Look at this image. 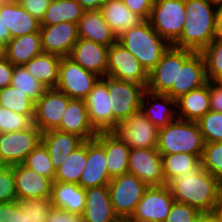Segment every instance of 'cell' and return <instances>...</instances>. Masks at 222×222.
Listing matches in <instances>:
<instances>
[{
  "mask_svg": "<svg viewBox=\"0 0 222 222\" xmlns=\"http://www.w3.org/2000/svg\"><path fill=\"white\" fill-rule=\"evenodd\" d=\"M168 186L175 201L189 204L202 214L211 213L222 196V183L202 167L175 178Z\"/></svg>",
  "mask_w": 222,
  "mask_h": 222,
  "instance_id": "cell-1",
  "label": "cell"
},
{
  "mask_svg": "<svg viewBox=\"0 0 222 222\" xmlns=\"http://www.w3.org/2000/svg\"><path fill=\"white\" fill-rule=\"evenodd\" d=\"M219 7L209 0H185L184 27L180 38L173 46L201 52L215 38Z\"/></svg>",
  "mask_w": 222,
  "mask_h": 222,
  "instance_id": "cell-2",
  "label": "cell"
},
{
  "mask_svg": "<svg viewBox=\"0 0 222 222\" xmlns=\"http://www.w3.org/2000/svg\"><path fill=\"white\" fill-rule=\"evenodd\" d=\"M117 42L130 51L149 73L170 44L151 26L149 20H143L117 37Z\"/></svg>",
  "mask_w": 222,
  "mask_h": 222,
  "instance_id": "cell-3",
  "label": "cell"
},
{
  "mask_svg": "<svg viewBox=\"0 0 222 222\" xmlns=\"http://www.w3.org/2000/svg\"><path fill=\"white\" fill-rule=\"evenodd\" d=\"M204 140L196 121L177 118L159 128L157 151L160 155L188 153L202 157Z\"/></svg>",
  "mask_w": 222,
  "mask_h": 222,
  "instance_id": "cell-4",
  "label": "cell"
},
{
  "mask_svg": "<svg viewBox=\"0 0 222 222\" xmlns=\"http://www.w3.org/2000/svg\"><path fill=\"white\" fill-rule=\"evenodd\" d=\"M185 18V0H156L149 22L161 37L173 45L182 34Z\"/></svg>",
  "mask_w": 222,
  "mask_h": 222,
  "instance_id": "cell-5",
  "label": "cell"
},
{
  "mask_svg": "<svg viewBox=\"0 0 222 222\" xmlns=\"http://www.w3.org/2000/svg\"><path fill=\"white\" fill-rule=\"evenodd\" d=\"M148 187L134 174L125 173L112 178L108 189L115 214L121 219L131 217Z\"/></svg>",
  "mask_w": 222,
  "mask_h": 222,
  "instance_id": "cell-6",
  "label": "cell"
},
{
  "mask_svg": "<svg viewBox=\"0 0 222 222\" xmlns=\"http://www.w3.org/2000/svg\"><path fill=\"white\" fill-rule=\"evenodd\" d=\"M208 82L205 62L200 52L178 48L177 86L167 94L173 99L199 88Z\"/></svg>",
  "mask_w": 222,
  "mask_h": 222,
  "instance_id": "cell-7",
  "label": "cell"
},
{
  "mask_svg": "<svg viewBox=\"0 0 222 222\" xmlns=\"http://www.w3.org/2000/svg\"><path fill=\"white\" fill-rule=\"evenodd\" d=\"M146 88L141 84L108 77V91L113 111V131L118 124L139 110Z\"/></svg>",
  "mask_w": 222,
  "mask_h": 222,
  "instance_id": "cell-8",
  "label": "cell"
},
{
  "mask_svg": "<svg viewBox=\"0 0 222 222\" xmlns=\"http://www.w3.org/2000/svg\"><path fill=\"white\" fill-rule=\"evenodd\" d=\"M41 138L42 132L34 124L26 130L0 133V165L22 164Z\"/></svg>",
  "mask_w": 222,
  "mask_h": 222,
  "instance_id": "cell-9",
  "label": "cell"
},
{
  "mask_svg": "<svg viewBox=\"0 0 222 222\" xmlns=\"http://www.w3.org/2000/svg\"><path fill=\"white\" fill-rule=\"evenodd\" d=\"M101 77L85 70L68 56L61 57L59 78L55 89L69 98L85 99Z\"/></svg>",
  "mask_w": 222,
  "mask_h": 222,
  "instance_id": "cell-10",
  "label": "cell"
},
{
  "mask_svg": "<svg viewBox=\"0 0 222 222\" xmlns=\"http://www.w3.org/2000/svg\"><path fill=\"white\" fill-rule=\"evenodd\" d=\"M114 132L130 148H157L159 128L152 124L141 108L118 124Z\"/></svg>",
  "mask_w": 222,
  "mask_h": 222,
  "instance_id": "cell-11",
  "label": "cell"
},
{
  "mask_svg": "<svg viewBox=\"0 0 222 222\" xmlns=\"http://www.w3.org/2000/svg\"><path fill=\"white\" fill-rule=\"evenodd\" d=\"M107 76L135 82L145 88L148 84V73L139 60L118 42L108 48Z\"/></svg>",
  "mask_w": 222,
  "mask_h": 222,
  "instance_id": "cell-12",
  "label": "cell"
},
{
  "mask_svg": "<svg viewBox=\"0 0 222 222\" xmlns=\"http://www.w3.org/2000/svg\"><path fill=\"white\" fill-rule=\"evenodd\" d=\"M173 202L174 197L167 184L149 186L130 218L141 221L164 222L170 213Z\"/></svg>",
  "mask_w": 222,
  "mask_h": 222,
  "instance_id": "cell-13",
  "label": "cell"
},
{
  "mask_svg": "<svg viewBox=\"0 0 222 222\" xmlns=\"http://www.w3.org/2000/svg\"><path fill=\"white\" fill-rule=\"evenodd\" d=\"M128 173L134 174L148 186L166 185L162 157L157 148L130 149Z\"/></svg>",
  "mask_w": 222,
  "mask_h": 222,
  "instance_id": "cell-14",
  "label": "cell"
},
{
  "mask_svg": "<svg viewBox=\"0 0 222 222\" xmlns=\"http://www.w3.org/2000/svg\"><path fill=\"white\" fill-rule=\"evenodd\" d=\"M70 99L65 93L55 88L47 89L35 102L33 124L42 133L57 129Z\"/></svg>",
  "mask_w": 222,
  "mask_h": 222,
  "instance_id": "cell-15",
  "label": "cell"
},
{
  "mask_svg": "<svg viewBox=\"0 0 222 222\" xmlns=\"http://www.w3.org/2000/svg\"><path fill=\"white\" fill-rule=\"evenodd\" d=\"M84 100L93 128L97 132L113 131V111L108 91V76L100 78Z\"/></svg>",
  "mask_w": 222,
  "mask_h": 222,
  "instance_id": "cell-16",
  "label": "cell"
},
{
  "mask_svg": "<svg viewBox=\"0 0 222 222\" xmlns=\"http://www.w3.org/2000/svg\"><path fill=\"white\" fill-rule=\"evenodd\" d=\"M42 49L61 57L69 56L79 39L76 23L61 22L54 25H40Z\"/></svg>",
  "mask_w": 222,
  "mask_h": 222,
  "instance_id": "cell-17",
  "label": "cell"
},
{
  "mask_svg": "<svg viewBox=\"0 0 222 222\" xmlns=\"http://www.w3.org/2000/svg\"><path fill=\"white\" fill-rule=\"evenodd\" d=\"M178 47L170 45L160 61L148 73L146 89L153 93L168 94L172 86H177Z\"/></svg>",
  "mask_w": 222,
  "mask_h": 222,
  "instance_id": "cell-18",
  "label": "cell"
},
{
  "mask_svg": "<svg viewBox=\"0 0 222 222\" xmlns=\"http://www.w3.org/2000/svg\"><path fill=\"white\" fill-rule=\"evenodd\" d=\"M12 167L18 201L51 197L53 181L50 178L37 174L23 164Z\"/></svg>",
  "mask_w": 222,
  "mask_h": 222,
  "instance_id": "cell-19",
  "label": "cell"
},
{
  "mask_svg": "<svg viewBox=\"0 0 222 222\" xmlns=\"http://www.w3.org/2000/svg\"><path fill=\"white\" fill-rule=\"evenodd\" d=\"M110 180L104 147L95 138L87 140V162L80 177L79 185L87 189L108 185Z\"/></svg>",
  "mask_w": 222,
  "mask_h": 222,
  "instance_id": "cell-20",
  "label": "cell"
},
{
  "mask_svg": "<svg viewBox=\"0 0 222 222\" xmlns=\"http://www.w3.org/2000/svg\"><path fill=\"white\" fill-rule=\"evenodd\" d=\"M108 46L79 38L69 54L74 62L101 78L107 76Z\"/></svg>",
  "mask_w": 222,
  "mask_h": 222,
  "instance_id": "cell-21",
  "label": "cell"
},
{
  "mask_svg": "<svg viewBox=\"0 0 222 222\" xmlns=\"http://www.w3.org/2000/svg\"><path fill=\"white\" fill-rule=\"evenodd\" d=\"M0 19L9 29L11 39L26 34L40 33V21L16 0H0Z\"/></svg>",
  "mask_w": 222,
  "mask_h": 222,
  "instance_id": "cell-22",
  "label": "cell"
},
{
  "mask_svg": "<svg viewBox=\"0 0 222 222\" xmlns=\"http://www.w3.org/2000/svg\"><path fill=\"white\" fill-rule=\"evenodd\" d=\"M57 130L74 134L83 141L94 139L98 134L90 123L85 100L76 98L69 100Z\"/></svg>",
  "mask_w": 222,
  "mask_h": 222,
  "instance_id": "cell-23",
  "label": "cell"
},
{
  "mask_svg": "<svg viewBox=\"0 0 222 222\" xmlns=\"http://www.w3.org/2000/svg\"><path fill=\"white\" fill-rule=\"evenodd\" d=\"M140 108L146 118L158 128L165 127L178 118L176 100L167 94L153 93L146 89Z\"/></svg>",
  "mask_w": 222,
  "mask_h": 222,
  "instance_id": "cell-24",
  "label": "cell"
},
{
  "mask_svg": "<svg viewBox=\"0 0 222 222\" xmlns=\"http://www.w3.org/2000/svg\"><path fill=\"white\" fill-rule=\"evenodd\" d=\"M95 139L104 147L110 178L128 173L130 148L114 132H98Z\"/></svg>",
  "mask_w": 222,
  "mask_h": 222,
  "instance_id": "cell-25",
  "label": "cell"
},
{
  "mask_svg": "<svg viewBox=\"0 0 222 222\" xmlns=\"http://www.w3.org/2000/svg\"><path fill=\"white\" fill-rule=\"evenodd\" d=\"M83 222H116L108 185L86 189L85 209L81 215Z\"/></svg>",
  "mask_w": 222,
  "mask_h": 222,
  "instance_id": "cell-26",
  "label": "cell"
},
{
  "mask_svg": "<svg viewBox=\"0 0 222 222\" xmlns=\"http://www.w3.org/2000/svg\"><path fill=\"white\" fill-rule=\"evenodd\" d=\"M50 200L54 209L82 215L85 209L86 189L79 184L53 181Z\"/></svg>",
  "mask_w": 222,
  "mask_h": 222,
  "instance_id": "cell-27",
  "label": "cell"
},
{
  "mask_svg": "<svg viewBox=\"0 0 222 222\" xmlns=\"http://www.w3.org/2000/svg\"><path fill=\"white\" fill-rule=\"evenodd\" d=\"M77 28L79 38L108 47L117 42V36L105 21L101 10L85 11L77 23Z\"/></svg>",
  "mask_w": 222,
  "mask_h": 222,
  "instance_id": "cell-28",
  "label": "cell"
},
{
  "mask_svg": "<svg viewBox=\"0 0 222 222\" xmlns=\"http://www.w3.org/2000/svg\"><path fill=\"white\" fill-rule=\"evenodd\" d=\"M177 117L182 120L198 121L210 108V80L176 99Z\"/></svg>",
  "mask_w": 222,
  "mask_h": 222,
  "instance_id": "cell-29",
  "label": "cell"
},
{
  "mask_svg": "<svg viewBox=\"0 0 222 222\" xmlns=\"http://www.w3.org/2000/svg\"><path fill=\"white\" fill-rule=\"evenodd\" d=\"M41 141L48 150L50 160L55 170L84 142L80 137L74 134H69L57 129L43 132Z\"/></svg>",
  "mask_w": 222,
  "mask_h": 222,
  "instance_id": "cell-30",
  "label": "cell"
},
{
  "mask_svg": "<svg viewBox=\"0 0 222 222\" xmlns=\"http://www.w3.org/2000/svg\"><path fill=\"white\" fill-rule=\"evenodd\" d=\"M43 53L40 33L14 37L6 44L4 56L14 65H24Z\"/></svg>",
  "mask_w": 222,
  "mask_h": 222,
  "instance_id": "cell-31",
  "label": "cell"
},
{
  "mask_svg": "<svg viewBox=\"0 0 222 222\" xmlns=\"http://www.w3.org/2000/svg\"><path fill=\"white\" fill-rule=\"evenodd\" d=\"M101 11L105 21L117 37L143 21V19L133 13L122 0H105L102 4Z\"/></svg>",
  "mask_w": 222,
  "mask_h": 222,
  "instance_id": "cell-32",
  "label": "cell"
},
{
  "mask_svg": "<svg viewBox=\"0 0 222 222\" xmlns=\"http://www.w3.org/2000/svg\"><path fill=\"white\" fill-rule=\"evenodd\" d=\"M60 61L61 56L43 52L25 63L24 67L49 89L55 88L58 83Z\"/></svg>",
  "mask_w": 222,
  "mask_h": 222,
  "instance_id": "cell-33",
  "label": "cell"
},
{
  "mask_svg": "<svg viewBox=\"0 0 222 222\" xmlns=\"http://www.w3.org/2000/svg\"><path fill=\"white\" fill-rule=\"evenodd\" d=\"M85 10L77 0H50L40 25H54L61 22L78 23Z\"/></svg>",
  "mask_w": 222,
  "mask_h": 222,
  "instance_id": "cell-34",
  "label": "cell"
},
{
  "mask_svg": "<svg viewBox=\"0 0 222 222\" xmlns=\"http://www.w3.org/2000/svg\"><path fill=\"white\" fill-rule=\"evenodd\" d=\"M163 172L168 185L172 180L201 168V158L188 153L161 155Z\"/></svg>",
  "mask_w": 222,
  "mask_h": 222,
  "instance_id": "cell-35",
  "label": "cell"
},
{
  "mask_svg": "<svg viewBox=\"0 0 222 222\" xmlns=\"http://www.w3.org/2000/svg\"><path fill=\"white\" fill-rule=\"evenodd\" d=\"M87 162V140L78 146L65 162L56 169L54 181L79 184Z\"/></svg>",
  "mask_w": 222,
  "mask_h": 222,
  "instance_id": "cell-36",
  "label": "cell"
},
{
  "mask_svg": "<svg viewBox=\"0 0 222 222\" xmlns=\"http://www.w3.org/2000/svg\"><path fill=\"white\" fill-rule=\"evenodd\" d=\"M0 106L26 116L35 115V102L12 85L0 89Z\"/></svg>",
  "mask_w": 222,
  "mask_h": 222,
  "instance_id": "cell-37",
  "label": "cell"
},
{
  "mask_svg": "<svg viewBox=\"0 0 222 222\" xmlns=\"http://www.w3.org/2000/svg\"><path fill=\"white\" fill-rule=\"evenodd\" d=\"M11 85L34 102H36L48 89L39 82L34 76L27 71L24 65H16L14 66L13 74H12V82Z\"/></svg>",
  "mask_w": 222,
  "mask_h": 222,
  "instance_id": "cell-38",
  "label": "cell"
},
{
  "mask_svg": "<svg viewBox=\"0 0 222 222\" xmlns=\"http://www.w3.org/2000/svg\"><path fill=\"white\" fill-rule=\"evenodd\" d=\"M22 164L34 170L37 174L54 181L56 170L50 160L48 150L42 141L39 142L28 156H26Z\"/></svg>",
  "mask_w": 222,
  "mask_h": 222,
  "instance_id": "cell-39",
  "label": "cell"
},
{
  "mask_svg": "<svg viewBox=\"0 0 222 222\" xmlns=\"http://www.w3.org/2000/svg\"><path fill=\"white\" fill-rule=\"evenodd\" d=\"M200 53L204 58L208 80L215 81L222 74V40L214 39Z\"/></svg>",
  "mask_w": 222,
  "mask_h": 222,
  "instance_id": "cell-40",
  "label": "cell"
},
{
  "mask_svg": "<svg viewBox=\"0 0 222 222\" xmlns=\"http://www.w3.org/2000/svg\"><path fill=\"white\" fill-rule=\"evenodd\" d=\"M201 167L222 183V142L204 144Z\"/></svg>",
  "mask_w": 222,
  "mask_h": 222,
  "instance_id": "cell-41",
  "label": "cell"
},
{
  "mask_svg": "<svg viewBox=\"0 0 222 222\" xmlns=\"http://www.w3.org/2000/svg\"><path fill=\"white\" fill-rule=\"evenodd\" d=\"M205 143L222 142V112H207L198 121Z\"/></svg>",
  "mask_w": 222,
  "mask_h": 222,
  "instance_id": "cell-42",
  "label": "cell"
},
{
  "mask_svg": "<svg viewBox=\"0 0 222 222\" xmlns=\"http://www.w3.org/2000/svg\"><path fill=\"white\" fill-rule=\"evenodd\" d=\"M18 202L21 204L26 222H46L52 209L50 198L25 199Z\"/></svg>",
  "mask_w": 222,
  "mask_h": 222,
  "instance_id": "cell-43",
  "label": "cell"
},
{
  "mask_svg": "<svg viewBox=\"0 0 222 222\" xmlns=\"http://www.w3.org/2000/svg\"><path fill=\"white\" fill-rule=\"evenodd\" d=\"M34 116H26L0 106V133L26 130L33 125Z\"/></svg>",
  "mask_w": 222,
  "mask_h": 222,
  "instance_id": "cell-44",
  "label": "cell"
},
{
  "mask_svg": "<svg viewBox=\"0 0 222 222\" xmlns=\"http://www.w3.org/2000/svg\"><path fill=\"white\" fill-rule=\"evenodd\" d=\"M17 200L13 167L0 165V203Z\"/></svg>",
  "mask_w": 222,
  "mask_h": 222,
  "instance_id": "cell-45",
  "label": "cell"
},
{
  "mask_svg": "<svg viewBox=\"0 0 222 222\" xmlns=\"http://www.w3.org/2000/svg\"><path fill=\"white\" fill-rule=\"evenodd\" d=\"M201 214L189 204L174 200L170 213L164 222H198Z\"/></svg>",
  "mask_w": 222,
  "mask_h": 222,
  "instance_id": "cell-46",
  "label": "cell"
},
{
  "mask_svg": "<svg viewBox=\"0 0 222 222\" xmlns=\"http://www.w3.org/2000/svg\"><path fill=\"white\" fill-rule=\"evenodd\" d=\"M0 222H26L18 200L0 203Z\"/></svg>",
  "mask_w": 222,
  "mask_h": 222,
  "instance_id": "cell-47",
  "label": "cell"
},
{
  "mask_svg": "<svg viewBox=\"0 0 222 222\" xmlns=\"http://www.w3.org/2000/svg\"><path fill=\"white\" fill-rule=\"evenodd\" d=\"M27 12L38 21H42L50 0H16Z\"/></svg>",
  "mask_w": 222,
  "mask_h": 222,
  "instance_id": "cell-48",
  "label": "cell"
},
{
  "mask_svg": "<svg viewBox=\"0 0 222 222\" xmlns=\"http://www.w3.org/2000/svg\"><path fill=\"white\" fill-rule=\"evenodd\" d=\"M156 0H122V2L143 20H149Z\"/></svg>",
  "mask_w": 222,
  "mask_h": 222,
  "instance_id": "cell-49",
  "label": "cell"
},
{
  "mask_svg": "<svg viewBox=\"0 0 222 222\" xmlns=\"http://www.w3.org/2000/svg\"><path fill=\"white\" fill-rule=\"evenodd\" d=\"M46 222H83V219L81 215L52 208L47 216Z\"/></svg>",
  "mask_w": 222,
  "mask_h": 222,
  "instance_id": "cell-50",
  "label": "cell"
},
{
  "mask_svg": "<svg viewBox=\"0 0 222 222\" xmlns=\"http://www.w3.org/2000/svg\"><path fill=\"white\" fill-rule=\"evenodd\" d=\"M14 65L5 57H0V89L11 85Z\"/></svg>",
  "mask_w": 222,
  "mask_h": 222,
  "instance_id": "cell-51",
  "label": "cell"
},
{
  "mask_svg": "<svg viewBox=\"0 0 222 222\" xmlns=\"http://www.w3.org/2000/svg\"><path fill=\"white\" fill-rule=\"evenodd\" d=\"M210 108L222 112V86L216 81H210Z\"/></svg>",
  "mask_w": 222,
  "mask_h": 222,
  "instance_id": "cell-52",
  "label": "cell"
},
{
  "mask_svg": "<svg viewBox=\"0 0 222 222\" xmlns=\"http://www.w3.org/2000/svg\"><path fill=\"white\" fill-rule=\"evenodd\" d=\"M85 11L101 10L105 0H77Z\"/></svg>",
  "mask_w": 222,
  "mask_h": 222,
  "instance_id": "cell-53",
  "label": "cell"
},
{
  "mask_svg": "<svg viewBox=\"0 0 222 222\" xmlns=\"http://www.w3.org/2000/svg\"><path fill=\"white\" fill-rule=\"evenodd\" d=\"M214 39L222 40V6H220L217 10L216 32H215V38Z\"/></svg>",
  "mask_w": 222,
  "mask_h": 222,
  "instance_id": "cell-54",
  "label": "cell"
},
{
  "mask_svg": "<svg viewBox=\"0 0 222 222\" xmlns=\"http://www.w3.org/2000/svg\"><path fill=\"white\" fill-rule=\"evenodd\" d=\"M0 38L5 44H7L11 39L9 29L6 26H4L2 19H0Z\"/></svg>",
  "mask_w": 222,
  "mask_h": 222,
  "instance_id": "cell-55",
  "label": "cell"
},
{
  "mask_svg": "<svg viewBox=\"0 0 222 222\" xmlns=\"http://www.w3.org/2000/svg\"><path fill=\"white\" fill-rule=\"evenodd\" d=\"M219 222H222V196L211 212Z\"/></svg>",
  "mask_w": 222,
  "mask_h": 222,
  "instance_id": "cell-56",
  "label": "cell"
},
{
  "mask_svg": "<svg viewBox=\"0 0 222 222\" xmlns=\"http://www.w3.org/2000/svg\"><path fill=\"white\" fill-rule=\"evenodd\" d=\"M198 222H219L212 213L201 214Z\"/></svg>",
  "mask_w": 222,
  "mask_h": 222,
  "instance_id": "cell-57",
  "label": "cell"
},
{
  "mask_svg": "<svg viewBox=\"0 0 222 222\" xmlns=\"http://www.w3.org/2000/svg\"><path fill=\"white\" fill-rule=\"evenodd\" d=\"M6 44L0 38V57L4 56Z\"/></svg>",
  "mask_w": 222,
  "mask_h": 222,
  "instance_id": "cell-58",
  "label": "cell"
},
{
  "mask_svg": "<svg viewBox=\"0 0 222 222\" xmlns=\"http://www.w3.org/2000/svg\"><path fill=\"white\" fill-rule=\"evenodd\" d=\"M209 1H211V2H213V3H216V4H218L219 6H222V0H209Z\"/></svg>",
  "mask_w": 222,
  "mask_h": 222,
  "instance_id": "cell-59",
  "label": "cell"
},
{
  "mask_svg": "<svg viewBox=\"0 0 222 222\" xmlns=\"http://www.w3.org/2000/svg\"><path fill=\"white\" fill-rule=\"evenodd\" d=\"M215 81L222 86V74Z\"/></svg>",
  "mask_w": 222,
  "mask_h": 222,
  "instance_id": "cell-60",
  "label": "cell"
},
{
  "mask_svg": "<svg viewBox=\"0 0 222 222\" xmlns=\"http://www.w3.org/2000/svg\"><path fill=\"white\" fill-rule=\"evenodd\" d=\"M128 222H150V221L135 220V219H131V218L129 217V218H128Z\"/></svg>",
  "mask_w": 222,
  "mask_h": 222,
  "instance_id": "cell-61",
  "label": "cell"
},
{
  "mask_svg": "<svg viewBox=\"0 0 222 222\" xmlns=\"http://www.w3.org/2000/svg\"><path fill=\"white\" fill-rule=\"evenodd\" d=\"M116 222H128V218H126V219L119 218Z\"/></svg>",
  "mask_w": 222,
  "mask_h": 222,
  "instance_id": "cell-62",
  "label": "cell"
}]
</instances>
